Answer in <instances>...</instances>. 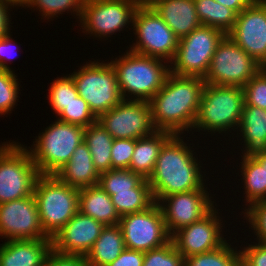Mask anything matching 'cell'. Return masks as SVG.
Here are the masks:
<instances>
[{
  "label": "cell",
  "instance_id": "1",
  "mask_svg": "<svg viewBox=\"0 0 266 266\" xmlns=\"http://www.w3.org/2000/svg\"><path fill=\"white\" fill-rule=\"evenodd\" d=\"M204 85V78L170 72L162 88L148 101L155 128L174 135L184 130L189 132L197 116Z\"/></svg>",
  "mask_w": 266,
  "mask_h": 266
},
{
  "label": "cell",
  "instance_id": "2",
  "mask_svg": "<svg viewBox=\"0 0 266 266\" xmlns=\"http://www.w3.org/2000/svg\"><path fill=\"white\" fill-rule=\"evenodd\" d=\"M172 134L160 149L155 169L148 178L154 201L175 193L205 188L200 164L190 146Z\"/></svg>",
  "mask_w": 266,
  "mask_h": 266
},
{
  "label": "cell",
  "instance_id": "3",
  "mask_svg": "<svg viewBox=\"0 0 266 266\" xmlns=\"http://www.w3.org/2000/svg\"><path fill=\"white\" fill-rule=\"evenodd\" d=\"M164 62V64H163ZM123 99L149 101L164 85L170 65L160 58L133 52L111 60ZM129 94L127 96V94ZM126 96L128 98H126Z\"/></svg>",
  "mask_w": 266,
  "mask_h": 266
},
{
  "label": "cell",
  "instance_id": "4",
  "mask_svg": "<svg viewBox=\"0 0 266 266\" xmlns=\"http://www.w3.org/2000/svg\"><path fill=\"white\" fill-rule=\"evenodd\" d=\"M244 104L242 87L205 83L192 128L199 131L204 129L214 134L225 133L230 128L234 131L238 129Z\"/></svg>",
  "mask_w": 266,
  "mask_h": 266
},
{
  "label": "cell",
  "instance_id": "5",
  "mask_svg": "<svg viewBox=\"0 0 266 266\" xmlns=\"http://www.w3.org/2000/svg\"><path fill=\"white\" fill-rule=\"evenodd\" d=\"M33 195L43 231L52 238L77 212L79 189L56 175H39Z\"/></svg>",
  "mask_w": 266,
  "mask_h": 266
},
{
  "label": "cell",
  "instance_id": "6",
  "mask_svg": "<svg viewBox=\"0 0 266 266\" xmlns=\"http://www.w3.org/2000/svg\"><path fill=\"white\" fill-rule=\"evenodd\" d=\"M44 131L29 152L39 174L55 175L84 141V127L57 119Z\"/></svg>",
  "mask_w": 266,
  "mask_h": 266
},
{
  "label": "cell",
  "instance_id": "7",
  "mask_svg": "<svg viewBox=\"0 0 266 266\" xmlns=\"http://www.w3.org/2000/svg\"><path fill=\"white\" fill-rule=\"evenodd\" d=\"M71 76L79 96L97 118L123 100L115 69L109 62L90 61Z\"/></svg>",
  "mask_w": 266,
  "mask_h": 266
},
{
  "label": "cell",
  "instance_id": "8",
  "mask_svg": "<svg viewBox=\"0 0 266 266\" xmlns=\"http://www.w3.org/2000/svg\"><path fill=\"white\" fill-rule=\"evenodd\" d=\"M225 34L214 27L201 25L179 39L170 72L181 76L204 78L218 43Z\"/></svg>",
  "mask_w": 266,
  "mask_h": 266
},
{
  "label": "cell",
  "instance_id": "9",
  "mask_svg": "<svg viewBox=\"0 0 266 266\" xmlns=\"http://www.w3.org/2000/svg\"><path fill=\"white\" fill-rule=\"evenodd\" d=\"M131 25L137 36L131 51L166 60V63L173 60L179 38L151 6L140 4Z\"/></svg>",
  "mask_w": 266,
  "mask_h": 266
},
{
  "label": "cell",
  "instance_id": "10",
  "mask_svg": "<svg viewBox=\"0 0 266 266\" xmlns=\"http://www.w3.org/2000/svg\"><path fill=\"white\" fill-rule=\"evenodd\" d=\"M260 70L261 65L225 35L212 56L204 81L206 84L243 88Z\"/></svg>",
  "mask_w": 266,
  "mask_h": 266
},
{
  "label": "cell",
  "instance_id": "11",
  "mask_svg": "<svg viewBox=\"0 0 266 266\" xmlns=\"http://www.w3.org/2000/svg\"><path fill=\"white\" fill-rule=\"evenodd\" d=\"M18 144L13 142L0 156V204L33 195L40 175L29 150Z\"/></svg>",
  "mask_w": 266,
  "mask_h": 266
},
{
  "label": "cell",
  "instance_id": "12",
  "mask_svg": "<svg viewBox=\"0 0 266 266\" xmlns=\"http://www.w3.org/2000/svg\"><path fill=\"white\" fill-rule=\"evenodd\" d=\"M138 0H84L80 15L81 27L96 37H110L133 23Z\"/></svg>",
  "mask_w": 266,
  "mask_h": 266
},
{
  "label": "cell",
  "instance_id": "13",
  "mask_svg": "<svg viewBox=\"0 0 266 266\" xmlns=\"http://www.w3.org/2000/svg\"><path fill=\"white\" fill-rule=\"evenodd\" d=\"M118 225L127 249L146 252L171 240L163 212L156 202L145 211L120 216Z\"/></svg>",
  "mask_w": 266,
  "mask_h": 266
},
{
  "label": "cell",
  "instance_id": "14",
  "mask_svg": "<svg viewBox=\"0 0 266 266\" xmlns=\"http://www.w3.org/2000/svg\"><path fill=\"white\" fill-rule=\"evenodd\" d=\"M97 121L113 139L136 140L157 131L148 101L123 99L115 107L101 114Z\"/></svg>",
  "mask_w": 266,
  "mask_h": 266
},
{
  "label": "cell",
  "instance_id": "15",
  "mask_svg": "<svg viewBox=\"0 0 266 266\" xmlns=\"http://www.w3.org/2000/svg\"><path fill=\"white\" fill-rule=\"evenodd\" d=\"M0 236L8 241L50 239L42 229L34 195L0 204Z\"/></svg>",
  "mask_w": 266,
  "mask_h": 266
},
{
  "label": "cell",
  "instance_id": "16",
  "mask_svg": "<svg viewBox=\"0 0 266 266\" xmlns=\"http://www.w3.org/2000/svg\"><path fill=\"white\" fill-rule=\"evenodd\" d=\"M206 189L207 187L171 194L158 202L170 236L183 227L202 219L214 208L212 197H209L210 194Z\"/></svg>",
  "mask_w": 266,
  "mask_h": 266
},
{
  "label": "cell",
  "instance_id": "17",
  "mask_svg": "<svg viewBox=\"0 0 266 266\" xmlns=\"http://www.w3.org/2000/svg\"><path fill=\"white\" fill-rule=\"evenodd\" d=\"M227 36L262 65L266 60V3L253 0L236 16Z\"/></svg>",
  "mask_w": 266,
  "mask_h": 266
},
{
  "label": "cell",
  "instance_id": "18",
  "mask_svg": "<svg viewBox=\"0 0 266 266\" xmlns=\"http://www.w3.org/2000/svg\"><path fill=\"white\" fill-rule=\"evenodd\" d=\"M216 213L218 214L216 208H213L202 219L183 227L171 236L174 246L184 259L213 251L226 242L221 234V219Z\"/></svg>",
  "mask_w": 266,
  "mask_h": 266
},
{
  "label": "cell",
  "instance_id": "19",
  "mask_svg": "<svg viewBox=\"0 0 266 266\" xmlns=\"http://www.w3.org/2000/svg\"><path fill=\"white\" fill-rule=\"evenodd\" d=\"M104 227L103 223L78 211L53 235L52 250L64 255L86 256Z\"/></svg>",
  "mask_w": 266,
  "mask_h": 266
},
{
  "label": "cell",
  "instance_id": "20",
  "mask_svg": "<svg viewBox=\"0 0 266 266\" xmlns=\"http://www.w3.org/2000/svg\"><path fill=\"white\" fill-rule=\"evenodd\" d=\"M52 239L9 240L0 246V266H44Z\"/></svg>",
  "mask_w": 266,
  "mask_h": 266
},
{
  "label": "cell",
  "instance_id": "21",
  "mask_svg": "<svg viewBox=\"0 0 266 266\" xmlns=\"http://www.w3.org/2000/svg\"><path fill=\"white\" fill-rule=\"evenodd\" d=\"M150 6L179 39L202 25L194 0H157Z\"/></svg>",
  "mask_w": 266,
  "mask_h": 266
},
{
  "label": "cell",
  "instance_id": "22",
  "mask_svg": "<svg viewBox=\"0 0 266 266\" xmlns=\"http://www.w3.org/2000/svg\"><path fill=\"white\" fill-rule=\"evenodd\" d=\"M55 175L62 182L77 189L97 185L100 177L84 141L76 147L71 159Z\"/></svg>",
  "mask_w": 266,
  "mask_h": 266
},
{
  "label": "cell",
  "instance_id": "23",
  "mask_svg": "<svg viewBox=\"0 0 266 266\" xmlns=\"http://www.w3.org/2000/svg\"><path fill=\"white\" fill-rule=\"evenodd\" d=\"M238 127L245 143L244 157L266 152V110L244 105Z\"/></svg>",
  "mask_w": 266,
  "mask_h": 266
},
{
  "label": "cell",
  "instance_id": "24",
  "mask_svg": "<svg viewBox=\"0 0 266 266\" xmlns=\"http://www.w3.org/2000/svg\"><path fill=\"white\" fill-rule=\"evenodd\" d=\"M78 211L107 225H117L120 216L116 212L111 196L99 184L79 189Z\"/></svg>",
  "mask_w": 266,
  "mask_h": 266
},
{
  "label": "cell",
  "instance_id": "25",
  "mask_svg": "<svg viewBox=\"0 0 266 266\" xmlns=\"http://www.w3.org/2000/svg\"><path fill=\"white\" fill-rule=\"evenodd\" d=\"M171 135L167 131L157 130L151 135L136 139L129 169L148 179L155 169L161 147Z\"/></svg>",
  "mask_w": 266,
  "mask_h": 266
},
{
  "label": "cell",
  "instance_id": "26",
  "mask_svg": "<svg viewBox=\"0 0 266 266\" xmlns=\"http://www.w3.org/2000/svg\"><path fill=\"white\" fill-rule=\"evenodd\" d=\"M126 248L119 225H107L85 259L88 266H107Z\"/></svg>",
  "mask_w": 266,
  "mask_h": 266
},
{
  "label": "cell",
  "instance_id": "27",
  "mask_svg": "<svg viewBox=\"0 0 266 266\" xmlns=\"http://www.w3.org/2000/svg\"><path fill=\"white\" fill-rule=\"evenodd\" d=\"M114 139L97 121L84 127V142L88 145L93 164L98 173L112 169L111 148Z\"/></svg>",
  "mask_w": 266,
  "mask_h": 266
},
{
  "label": "cell",
  "instance_id": "28",
  "mask_svg": "<svg viewBox=\"0 0 266 266\" xmlns=\"http://www.w3.org/2000/svg\"><path fill=\"white\" fill-rule=\"evenodd\" d=\"M111 199L119 216L145 211L155 203L148 179L137 188L114 191Z\"/></svg>",
  "mask_w": 266,
  "mask_h": 266
},
{
  "label": "cell",
  "instance_id": "29",
  "mask_svg": "<svg viewBox=\"0 0 266 266\" xmlns=\"http://www.w3.org/2000/svg\"><path fill=\"white\" fill-rule=\"evenodd\" d=\"M199 21L227 35L235 25L237 14L215 0H194Z\"/></svg>",
  "mask_w": 266,
  "mask_h": 266
},
{
  "label": "cell",
  "instance_id": "30",
  "mask_svg": "<svg viewBox=\"0 0 266 266\" xmlns=\"http://www.w3.org/2000/svg\"><path fill=\"white\" fill-rule=\"evenodd\" d=\"M243 157L241 175L245 188V200L249 206L255 202L266 200V168L254 157Z\"/></svg>",
  "mask_w": 266,
  "mask_h": 266
},
{
  "label": "cell",
  "instance_id": "31",
  "mask_svg": "<svg viewBox=\"0 0 266 266\" xmlns=\"http://www.w3.org/2000/svg\"><path fill=\"white\" fill-rule=\"evenodd\" d=\"M184 266H241L240 251L226 241L213 251L185 258Z\"/></svg>",
  "mask_w": 266,
  "mask_h": 266
},
{
  "label": "cell",
  "instance_id": "32",
  "mask_svg": "<svg viewBox=\"0 0 266 266\" xmlns=\"http://www.w3.org/2000/svg\"><path fill=\"white\" fill-rule=\"evenodd\" d=\"M145 179L130 169H110L100 173L99 185L110 196L114 191L137 188Z\"/></svg>",
  "mask_w": 266,
  "mask_h": 266
},
{
  "label": "cell",
  "instance_id": "33",
  "mask_svg": "<svg viewBox=\"0 0 266 266\" xmlns=\"http://www.w3.org/2000/svg\"><path fill=\"white\" fill-rule=\"evenodd\" d=\"M83 2L84 0H21L18 6L36 7L47 20L54 16L58 17L57 14H63L66 10L74 12L80 19Z\"/></svg>",
  "mask_w": 266,
  "mask_h": 266
},
{
  "label": "cell",
  "instance_id": "34",
  "mask_svg": "<svg viewBox=\"0 0 266 266\" xmlns=\"http://www.w3.org/2000/svg\"><path fill=\"white\" fill-rule=\"evenodd\" d=\"M51 84L48 99L54 112L59 115L79 94L70 74L61 78L58 77Z\"/></svg>",
  "mask_w": 266,
  "mask_h": 266
},
{
  "label": "cell",
  "instance_id": "35",
  "mask_svg": "<svg viewBox=\"0 0 266 266\" xmlns=\"http://www.w3.org/2000/svg\"><path fill=\"white\" fill-rule=\"evenodd\" d=\"M184 261V257L170 240L161 247L144 252L142 266H184Z\"/></svg>",
  "mask_w": 266,
  "mask_h": 266
},
{
  "label": "cell",
  "instance_id": "36",
  "mask_svg": "<svg viewBox=\"0 0 266 266\" xmlns=\"http://www.w3.org/2000/svg\"><path fill=\"white\" fill-rule=\"evenodd\" d=\"M59 120L70 124L87 127L97 122V117L90 110L88 103L77 96L62 112L57 115Z\"/></svg>",
  "mask_w": 266,
  "mask_h": 266
},
{
  "label": "cell",
  "instance_id": "37",
  "mask_svg": "<svg viewBox=\"0 0 266 266\" xmlns=\"http://www.w3.org/2000/svg\"><path fill=\"white\" fill-rule=\"evenodd\" d=\"M13 70L0 69V115L12 111L18 101L19 84Z\"/></svg>",
  "mask_w": 266,
  "mask_h": 266
},
{
  "label": "cell",
  "instance_id": "38",
  "mask_svg": "<svg viewBox=\"0 0 266 266\" xmlns=\"http://www.w3.org/2000/svg\"><path fill=\"white\" fill-rule=\"evenodd\" d=\"M244 105L266 110V74L260 70L243 87Z\"/></svg>",
  "mask_w": 266,
  "mask_h": 266
},
{
  "label": "cell",
  "instance_id": "39",
  "mask_svg": "<svg viewBox=\"0 0 266 266\" xmlns=\"http://www.w3.org/2000/svg\"><path fill=\"white\" fill-rule=\"evenodd\" d=\"M244 211L246 220L255 230L257 242L266 243V200L253 203Z\"/></svg>",
  "mask_w": 266,
  "mask_h": 266
},
{
  "label": "cell",
  "instance_id": "40",
  "mask_svg": "<svg viewBox=\"0 0 266 266\" xmlns=\"http://www.w3.org/2000/svg\"><path fill=\"white\" fill-rule=\"evenodd\" d=\"M135 139H114L111 148L112 169H129Z\"/></svg>",
  "mask_w": 266,
  "mask_h": 266
},
{
  "label": "cell",
  "instance_id": "41",
  "mask_svg": "<svg viewBox=\"0 0 266 266\" xmlns=\"http://www.w3.org/2000/svg\"><path fill=\"white\" fill-rule=\"evenodd\" d=\"M240 251L241 266H266V243L249 244Z\"/></svg>",
  "mask_w": 266,
  "mask_h": 266
},
{
  "label": "cell",
  "instance_id": "42",
  "mask_svg": "<svg viewBox=\"0 0 266 266\" xmlns=\"http://www.w3.org/2000/svg\"><path fill=\"white\" fill-rule=\"evenodd\" d=\"M44 266H88L85 256L64 255L51 251L45 261Z\"/></svg>",
  "mask_w": 266,
  "mask_h": 266
},
{
  "label": "cell",
  "instance_id": "43",
  "mask_svg": "<svg viewBox=\"0 0 266 266\" xmlns=\"http://www.w3.org/2000/svg\"><path fill=\"white\" fill-rule=\"evenodd\" d=\"M144 252L125 248L122 253L107 266H142Z\"/></svg>",
  "mask_w": 266,
  "mask_h": 266
},
{
  "label": "cell",
  "instance_id": "44",
  "mask_svg": "<svg viewBox=\"0 0 266 266\" xmlns=\"http://www.w3.org/2000/svg\"><path fill=\"white\" fill-rule=\"evenodd\" d=\"M9 5L14 7L18 6V3L15 0H0V38L10 31Z\"/></svg>",
  "mask_w": 266,
  "mask_h": 266
},
{
  "label": "cell",
  "instance_id": "45",
  "mask_svg": "<svg viewBox=\"0 0 266 266\" xmlns=\"http://www.w3.org/2000/svg\"><path fill=\"white\" fill-rule=\"evenodd\" d=\"M10 36L11 35H10V31H9L5 36L0 38V69H2V70H11V68L8 65V63L6 62V60L8 58L7 57L5 58V56H7V54H8V52L10 53L12 51L11 50L12 48H10L11 45L12 46L14 45V42H12L13 40H12V38ZM8 56H9V59L7 61L11 60L12 59L11 56H13V55L9 54ZM13 58H14V56H13Z\"/></svg>",
  "mask_w": 266,
  "mask_h": 266
},
{
  "label": "cell",
  "instance_id": "46",
  "mask_svg": "<svg viewBox=\"0 0 266 266\" xmlns=\"http://www.w3.org/2000/svg\"><path fill=\"white\" fill-rule=\"evenodd\" d=\"M232 9L237 15L244 10L253 0H215Z\"/></svg>",
  "mask_w": 266,
  "mask_h": 266
},
{
  "label": "cell",
  "instance_id": "47",
  "mask_svg": "<svg viewBox=\"0 0 266 266\" xmlns=\"http://www.w3.org/2000/svg\"><path fill=\"white\" fill-rule=\"evenodd\" d=\"M254 158L264 167L266 168V152L254 156Z\"/></svg>",
  "mask_w": 266,
  "mask_h": 266
},
{
  "label": "cell",
  "instance_id": "48",
  "mask_svg": "<svg viewBox=\"0 0 266 266\" xmlns=\"http://www.w3.org/2000/svg\"><path fill=\"white\" fill-rule=\"evenodd\" d=\"M13 142H11L10 143V141H9V143L8 142H6V144H5V142L2 144V145H0V156L4 153V151L12 144Z\"/></svg>",
  "mask_w": 266,
  "mask_h": 266
},
{
  "label": "cell",
  "instance_id": "49",
  "mask_svg": "<svg viewBox=\"0 0 266 266\" xmlns=\"http://www.w3.org/2000/svg\"><path fill=\"white\" fill-rule=\"evenodd\" d=\"M141 5L150 6L153 2L157 0H138Z\"/></svg>",
  "mask_w": 266,
  "mask_h": 266
},
{
  "label": "cell",
  "instance_id": "50",
  "mask_svg": "<svg viewBox=\"0 0 266 266\" xmlns=\"http://www.w3.org/2000/svg\"><path fill=\"white\" fill-rule=\"evenodd\" d=\"M261 70L266 74V60L262 63Z\"/></svg>",
  "mask_w": 266,
  "mask_h": 266
}]
</instances>
